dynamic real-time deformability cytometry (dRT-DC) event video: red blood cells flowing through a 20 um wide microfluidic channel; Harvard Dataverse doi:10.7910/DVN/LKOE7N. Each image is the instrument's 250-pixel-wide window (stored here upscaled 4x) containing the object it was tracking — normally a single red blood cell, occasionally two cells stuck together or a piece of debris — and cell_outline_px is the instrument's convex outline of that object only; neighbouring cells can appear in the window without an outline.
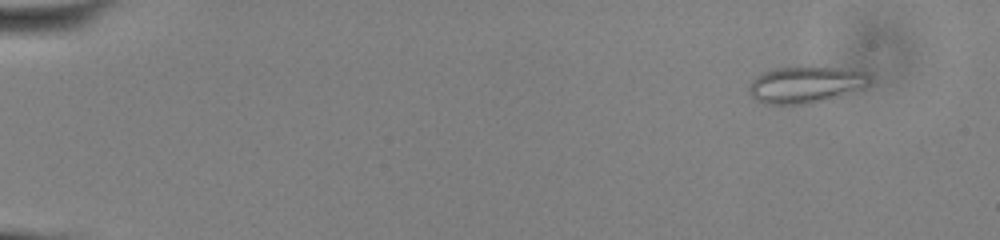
{"species": "common noctule bat (a hibernating species)", "species_latin": "Nyctalus noctula", "temperature_condition": "cold", "stored_images_in_passage": 55, "camera_frame_rate_fps": 3000, "um_per_image_px": 0.085, "animal": {"sex": "male", "body_mass_g": 13.0, "forearm_length_mm": 53.1}, "frame": {"image": 1, "passage_image": 6, "time_ms": 1.667, "image_size_px": [1000, 240], "cell_outline_px": [[868, 84], [864, 88], [812, 104], [764, 104], [756, 100], [748, 92], [748, 88], [752, 80], [756, 76], [764, 72], [776, 68], [808, 64], [848, 68], [864, 72], [868, 76]], "centroid_in_image_um": [68.46, 7.15], "position_along_channel_um": 16.5, "area_um2": 26.47}}
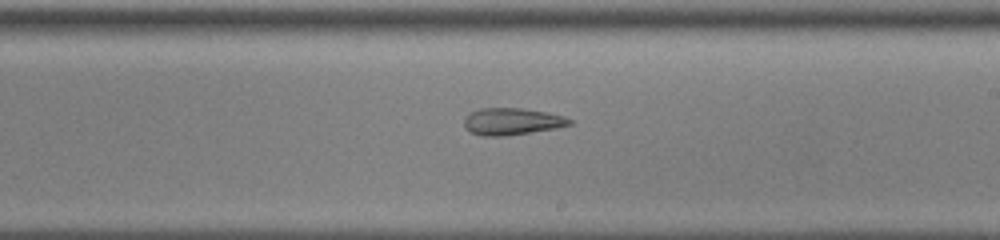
{"frame": {"image": 2, "passage_image": 34, "time_ms": 11.0, "image_size_px": [1000, 240], "cell_outline_px": [[572, 124], [556, 128], [504, 136], [480, 136], [464, 128], [464, 120], [472, 112], [480, 108], [520, 108], [544, 112], [564, 116], [572, 120]], "centroid_in_image_um": [43.5, 10.33], "position_along_channel_um": 245.5, "area_um2": 16.36}}
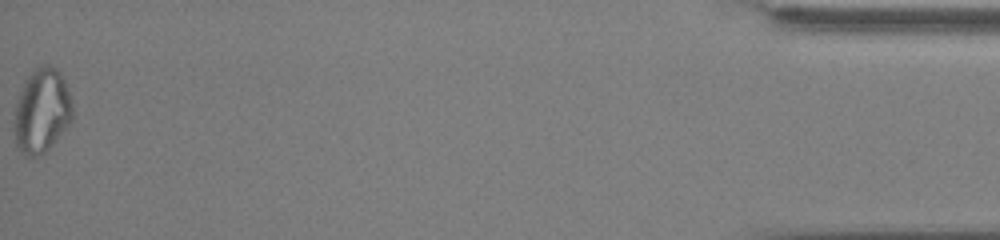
{"frame": {"image": 3, "passage_image": 55, "time_ms": 18.0, "image_size_px": [1000, 240], "cell_outline_px": [[72, 120], [52, 144], [36, 160], [28, 156], [16, 144], [16, 100], [32, 68], [40, 64], [48, 64], [56, 68], [60, 72], [68, 88], [72, 104]], "centroid_in_image_um": [3.58, 9.37], "position_along_channel_um": 431.6, "area_um2": 28.32}, "authors_computed_cell_mechanics": {"area_um2": 22.4264, "velocity_mm_per_s": 3.9053, "shape_relaxation_time_tau1_ms": null, "shape_relaxation_time_tau2_ms": 2.3881, "deformation_change_tau1": null, "deformation_change_tau2": 0.0941}}